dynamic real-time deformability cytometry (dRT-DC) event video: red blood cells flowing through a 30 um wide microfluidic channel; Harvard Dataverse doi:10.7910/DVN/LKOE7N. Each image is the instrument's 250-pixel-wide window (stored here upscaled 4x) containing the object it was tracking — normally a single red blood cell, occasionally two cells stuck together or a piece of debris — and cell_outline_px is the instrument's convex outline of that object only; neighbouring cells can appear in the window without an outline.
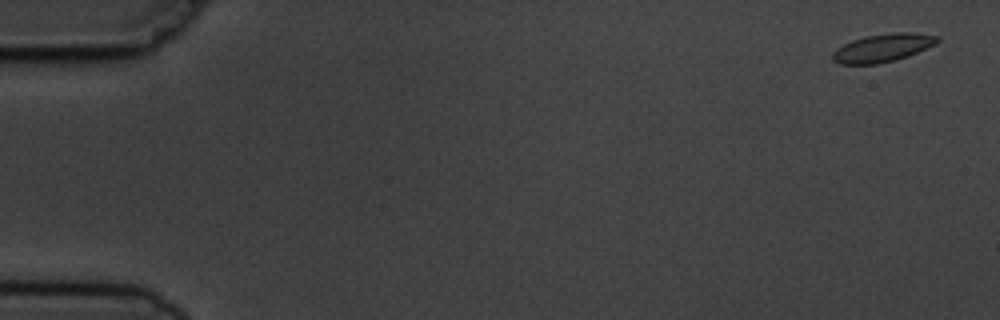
{"species": "common noctule bat (a hibernating species)", "species_latin": "Nyctalus noctula", "temperature_condition": "cold", "stored_images_in_passage": 5, "camera_frame_rate_fps": 3000, "um_per_image_px": 0.085, "animal": {"sex": "male", "body_mass_g": 19.5, "forearm_length_mm": 54.6}, "frame": {"image": 1, "passage_image": 1, "time_ms": 0.0, "image_size_px": [1000, 320], "cell_outline_px": [[940, 40], [936, 44], [908, 56], [896, 60], [876, 64], [840, 64], [832, 60], [832, 52], [836, 48], [852, 40], [864, 36], [892, 32], [912, 32], [940, 36]], "centroid_in_image_um": [75.04, 4.06], "position_along_channel_um": 10.0, "area_um2": 17.34}}